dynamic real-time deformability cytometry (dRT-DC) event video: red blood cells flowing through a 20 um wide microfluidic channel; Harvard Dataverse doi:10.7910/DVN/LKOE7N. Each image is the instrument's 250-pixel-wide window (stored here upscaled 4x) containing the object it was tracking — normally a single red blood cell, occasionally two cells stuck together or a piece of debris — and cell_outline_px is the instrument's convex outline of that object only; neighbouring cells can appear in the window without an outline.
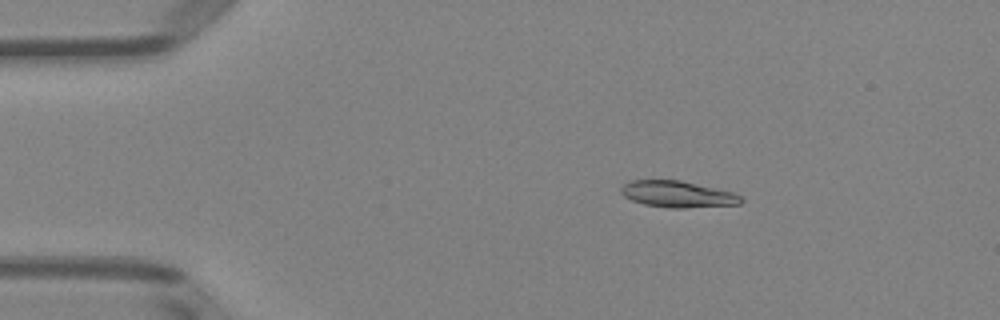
{"species": "Egyptian fruit bat (a non-hibernating species)", "species_latin": "Rousettus aegyptiacus", "temperature_condition": "room temperature", "stored_images_in_passage": 7, "camera_frame_rate_fps": 3000, "um_per_image_px": 0.085, "animal": {"sex": "female"}, "frame": {"image": 1, "passage_image": 3, "time_ms": 2.0, "image_size_px": [1000, 320], "cell_outline_px": [[744, 200], [740, 204], [684, 208], [668, 208], [644, 204], [632, 200], [624, 196], [620, 192], [620, 188], [628, 180], [680, 180], [732, 192], [740, 196]], "centroid_in_image_um": [57.56, 16.5], "position_along_channel_um": 27.4, "area_um2": 18.44}}
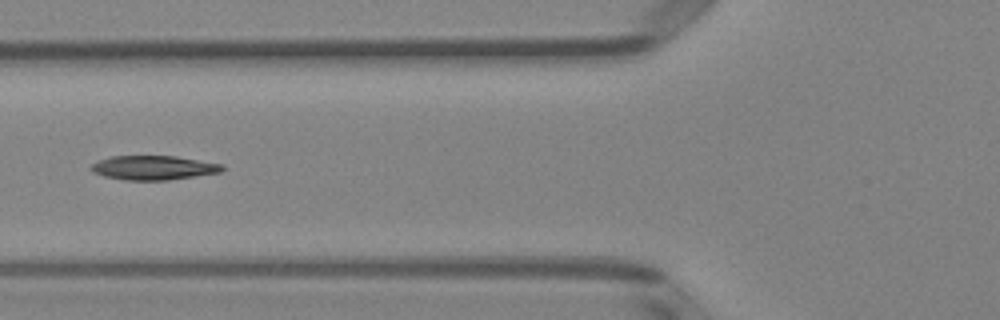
{"frame": {"image": 2, "passage_image": 6, "time_ms": 5.667, "image_size_px": [1000, 320], "cell_outline_px": [[224, 168], [220, 172], [196, 176], [168, 180], [124, 180], [104, 176], [92, 172], [88, 168], [96, 160], [112, 156], [176, 156], [224, 164]], "centroid_in_image_um": [13.01, 14.25], "position_along_channel_um": 112.8, "area_um2": 18.67}}
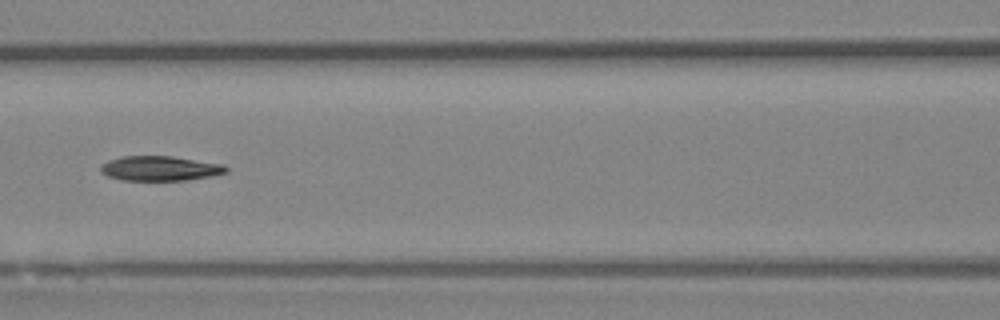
{"frame": {"image": 3, "passage_image": 7, "time_ms": 6.667, "image_size_px": [1000, 320], "cell_outline_px": [[228, 172], [212, 176], [188, 180], [120, 180], [108, 176], [100, 172], [100, 168], [108, 160], [120, 156], [172, 156], [224, 164], [228, 168]], "centroid_in_image_um": [13.62, 14.31], "position_along_channel_um": 153.0, "area_um2": 18.21}}